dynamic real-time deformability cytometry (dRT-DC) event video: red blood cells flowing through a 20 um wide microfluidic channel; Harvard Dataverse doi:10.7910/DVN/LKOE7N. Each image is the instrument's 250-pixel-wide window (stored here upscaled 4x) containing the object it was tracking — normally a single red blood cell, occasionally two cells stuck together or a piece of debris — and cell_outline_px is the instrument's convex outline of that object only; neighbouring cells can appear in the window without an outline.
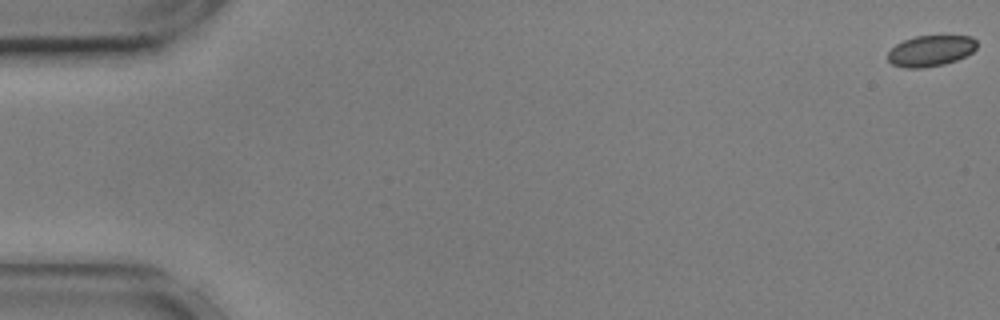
{"species": "common noctule bat (a hibernating species)", "species_latin": "Nyctalus noctula", "temperature_condition": "cold", "stored_images_in_passage": 57, "camera_frame_rate_fps": 3000, "um_per_image_px": 0.085, "animal": {"sex": "male", "body_mass_g": 17.9, "forearm_length_mm": 54.2}, "frame": {"image": 1, "passage_image": 1, "time_ms": 0.0, "image_size_px": [1000, 320], "cell_outline_px": [[976, 48], [972, 52], [956, 60], [944, 64], [920, 68], [904, 68], [892, 64], [888, 60], [888, 52], [896, 44], [904, 40], [916, 36], [972, 36], [976, 40]], "centroid_in_image_um": [79.09, 4.32], "position_along_channel_um": 5.9, "area_um2": 15.95}}
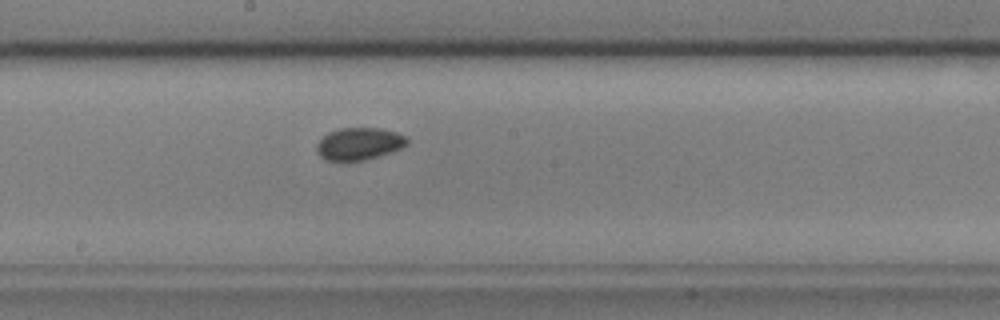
{"frame": {"image": 2, "passage_image": 31, "time_ms": 10.0, "image_size_px": [1000, 320], "cell_outline_px": [[408, 144], [400, 148], [364, 160], [324, 160], [316, 152], [316, 144], [328, 132], [340, 128], [380, 128], [396, 132], [408, 136]], "centroid_in_image_um": [30.51, 12.2], "position_along_channel_um": 217.7, "area_um2": 16.88}}
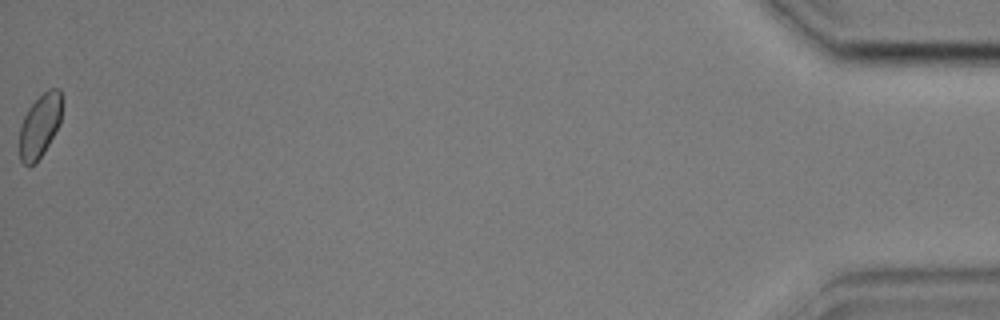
{"frame": {"image": 3, "passage_image": 57, "time_ms": 18.667, "image_size_px": [1000, 320], "cell_outline_px": [[60, 124], [44, 152], [36, 164], [28, 168], [20, 160], [20, 124], [28, 108], [48, 88], [60, 88]], "centroid_in_image_um": [3.36, 10.74], "position_along_channel_um": 431.8, "area_um2": 15.66}, "authors_computed_cell_mechanics": {"area_um2": 16.7042, "velocity_mm_per_s": 3.5886, "shape_relaxation_time_tau1_ms": null, "shape_relaxation_time_tau2_ms": 3.7234, "deformation_change_tau1": null, "deformation_change_tau2": 0.0555}}